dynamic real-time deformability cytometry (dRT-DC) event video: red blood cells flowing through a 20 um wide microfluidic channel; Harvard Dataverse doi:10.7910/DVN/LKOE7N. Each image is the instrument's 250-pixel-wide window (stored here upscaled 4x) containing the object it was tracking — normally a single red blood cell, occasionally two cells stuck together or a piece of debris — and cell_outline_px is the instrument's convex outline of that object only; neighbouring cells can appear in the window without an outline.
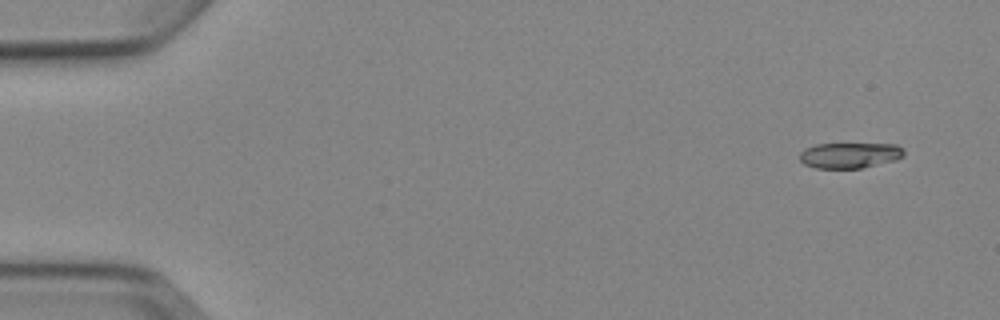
{"species": "Egyptian fruit bat (a non-hibernating species)", "species_latin": "Rousettus aegyptiacus", "temperature_condition": "cold", "stored_images_in_passage": 5, "segment_of_instrument_passage": [1, 2], "camera_frame_rate_fps": 3000, "um_per_image_px": 0.085, "animal": {"sex": "female"}, "frame": {"image": 1, "passage_image": 1, "time_ms": 0.0, "image_size_px": [1000, 320], "cell_outline_px": [[904, 156], [896, 160], [860, 168], [816, 168], [804, 164], [800, 160], [800, 152], [804, 148], [816, 144], [896, 144], [904, 152]], "centroid_in_image_um": [72.2, 13.2], "position_along_channel_um": 12.8, "area_um2": 15.49}}
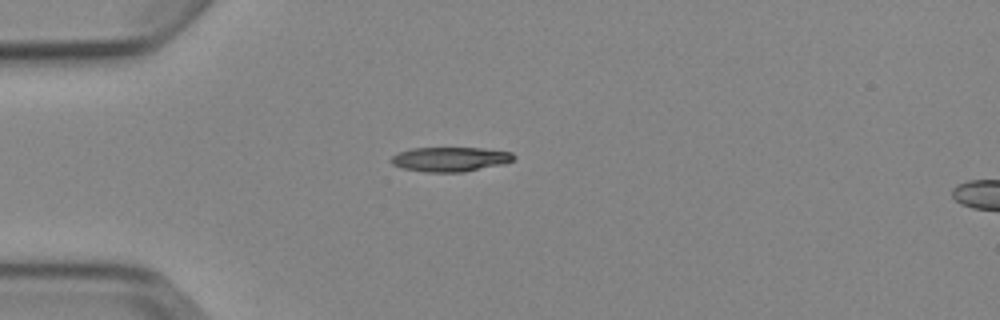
{"frame": {"image": 2, "passage_image": 4, "time_ms": 3.667, "image_size_px": [1000, 320], "cell_outline_px": [[516, 156], [512, 160], [504, 164], [464, 172], [424, 172], [404, 168], [392, 164], [388, 160], [392, 156], [400, 152], [412, 148], [480, 148], [512, 152]], "centroid_in_image_um": [38.27, 13.54], "position_along_channel_um": 46.7, "area_um2": 17.51}}